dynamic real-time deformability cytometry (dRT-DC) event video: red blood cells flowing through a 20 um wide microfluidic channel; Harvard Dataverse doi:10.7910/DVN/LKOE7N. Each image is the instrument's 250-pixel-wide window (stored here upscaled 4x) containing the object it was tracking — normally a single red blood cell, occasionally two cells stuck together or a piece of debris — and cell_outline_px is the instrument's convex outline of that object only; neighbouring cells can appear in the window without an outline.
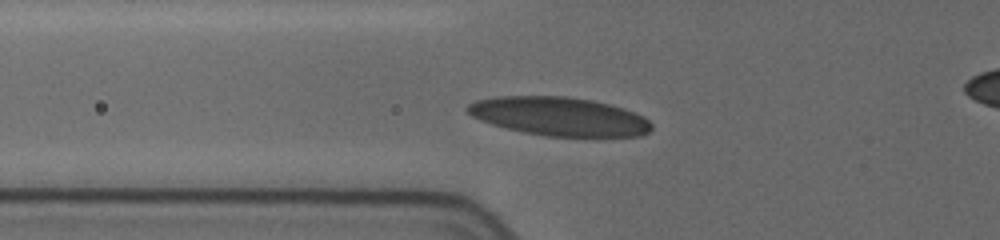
{"species": "human", "species_latin": "Homo sapiens", "temperature_condition": "cold", "stored_images_in_passage": 16, "camera_frame_rate_fps": 3000, "um_per_image_px": 0.085, "donor": {"sex": "female"}, "frame": {"image": 1, "passage_image": 5, "time_ms": 4.333, "image_size_px": [1000, 240], "cell_outline_px": [[652, 128], [648, 132], [640, 136], [544, 136], [524, 132], [492, 124], [480, 120], [472, 116], [464, 108], [468, 104], [476, 100], [500, 96], [568, 96], [592, 100], [624, 108], [644, 116], [652, 124]], "centroid_in_image_um": [47.53, 9.89], "position_along_channel_um": 78.3, "area_um2": 41.38}}
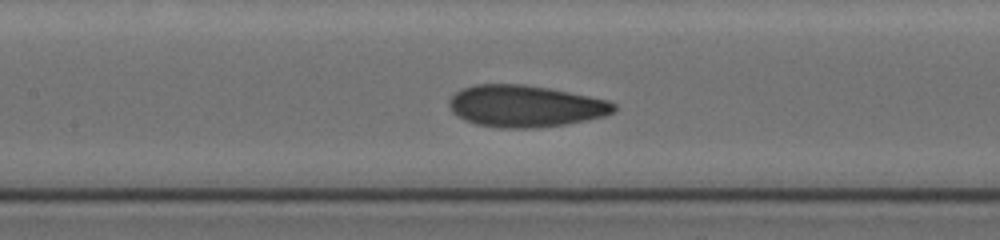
{"frame": {"image": 2, "passage_image": 10, "time_ms": 6.667, "image_size_px": [1000, 240], "cell_outline_px": [[616, 108], [612, 112], [604, 116], [564, 124], [536, 128], [500, 128], [476, 124], [464, 120], [452, 112], [448, 104], [448, 100], [460, 88], [476, 84], [524, 84], [548, 88], [608, 100], [616, 104]], "centroid_in_image_um": [44.59, 9.02], "position_along_channel_um": 162.8, "area_um2": 40.06}}
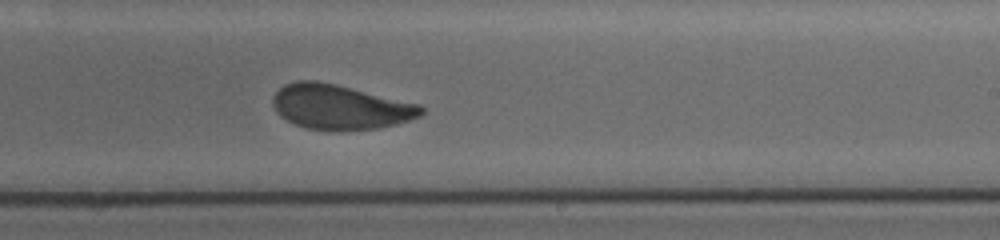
{"frame": {"image": 3, "passage_image": 16, "time_ms": 9.333, "image_size_px": [1000, 240], "cell_outline_px": [[424, 112], [420, 116], [396, 124], [380, 128], [336, 132], [304, 128], [280, 116], [276, 112], [272, 104], [272, 96], [284, 84], [296, 80], [316, 80], [336, 84], [420, 104], [424, 108]], "centroid_in_image_um": [28.89, 9.1], "position_along_channel_um": 260.1, "area_um2": 39.19}}